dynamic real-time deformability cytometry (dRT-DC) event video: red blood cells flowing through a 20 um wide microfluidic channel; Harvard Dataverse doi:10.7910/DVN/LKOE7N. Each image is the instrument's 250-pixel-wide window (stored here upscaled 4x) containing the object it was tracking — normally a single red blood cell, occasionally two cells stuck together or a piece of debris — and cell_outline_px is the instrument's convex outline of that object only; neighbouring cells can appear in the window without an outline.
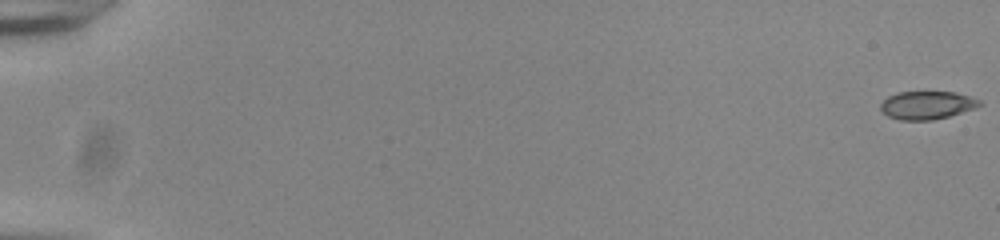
{"species": "common noctule bat (a hibernating species)", "species_latin": "Nyctalus noctula", "temperature_condition": "room temperature", "stored_images_in_passage": 56, "camera_frame_rate_fps": 3000, "um_per_image_px": 0.085, "animal": {"sex": "male", "body_mass_g": 20.0, "forearm_length_mm": 53.3}, "frame": {"image": 1, "passage_image": 1, "time_ms": 0.0, "image_size_px": [1000, 240], "cell_outline_px": [[984, 104], [976, 108], [948, 116], [932, 120], [900, 120], [888, 116], [880, 108], [880, 104], [888, 96], [900, 92], [956, 92], [980, 100]], "centroid_in_image_um": [78.81, 8.94], "position_along_channel_um": 6.2, "area_um2": 16.13}}
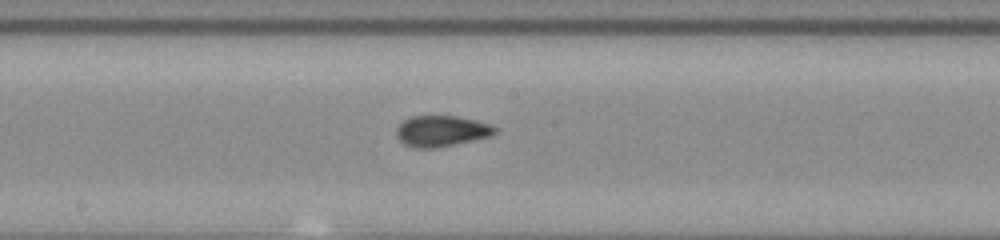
{"frame": {"image": 2, "passage_image": 32, "time_ms": 10.333, "image_size_px": [1000, 240], "cell_outline_px": [[496, 132], [492, 136], [456, 144], [436, 148], [412, 148], [404, 144], [396, 136], [396, 128], [404, 120], [412, 116], [456, 116], [476, 120], [492, 124], [496, 128]], "centroid_in_image_um": [37.53, 11.15], "position_along_channel_um": 210.7, "area_um2": 17.92}}
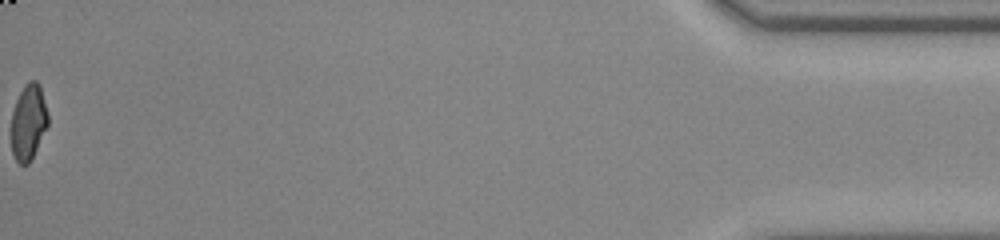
{"frame": {"image": 3, "passage_image": 56, "time_ms": 18.333, "image_size_px": [1000, 240], "cell_outline_px": [[48, 124], [28, 164], [20, 164], [16, 160], [12, 152], [12, 112], [16, 100], [24, 84], [28, 80], [36, 80], [40, 84], [48, 116]], "centroid_in_image_um": [2.41, 10.32], "position_along_channel_um": 432.8, "area_um2": 15.95}, "authors_computed_cell_mechanics": {"area_um2": 17.4556, "velocity_mm_per_s": 3.8893, "shape_relaxation_time_tau1_ms": 9.3692, "shape_relaxation_time_tau2_ms": 1.4712, "deformation_change_tau1": 0.1982, "deformation_change_tau2": 0.0729}}